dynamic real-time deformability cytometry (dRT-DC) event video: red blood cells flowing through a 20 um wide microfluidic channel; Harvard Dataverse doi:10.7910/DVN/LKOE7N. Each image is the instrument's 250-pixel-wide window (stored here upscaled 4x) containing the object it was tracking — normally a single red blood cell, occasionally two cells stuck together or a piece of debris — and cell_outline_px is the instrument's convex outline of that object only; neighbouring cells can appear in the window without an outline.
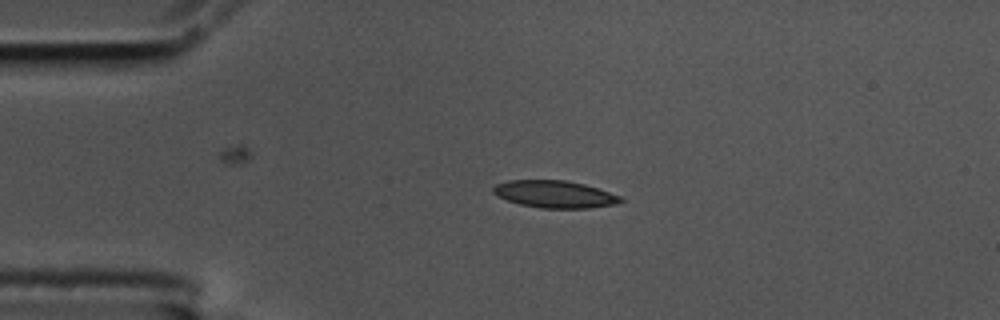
{"species": "common noctule bat (a hibernating species)", "species_latin": "Nyctalus noctula", "temperature_condition": "cold", "stored_images_in_passage": 3, "camera_frame_rate_fps": 3000, "um_per_image_px": 0.085, "animal": {"sex": "male", "body_mass_g": 17.5, "forearm_length_mm": 52.3}, "frame": {"image": 1, "passage_image": 2, "time_ms": 0.333, "image_size_px": [1000, 320], "cell_outline_px": [[624, 200], [616, 204], [588, 208], [540, 208], [520, 204], [496, 196], [492, 192], [492, 188], [496, 184], [508, 180], [564, 180], [584, 184], [620, 196]], "centroid_in_image_um": [47.11, 16.5], "position_along_channel_um": 37.9, "area_um2": 20.11}}